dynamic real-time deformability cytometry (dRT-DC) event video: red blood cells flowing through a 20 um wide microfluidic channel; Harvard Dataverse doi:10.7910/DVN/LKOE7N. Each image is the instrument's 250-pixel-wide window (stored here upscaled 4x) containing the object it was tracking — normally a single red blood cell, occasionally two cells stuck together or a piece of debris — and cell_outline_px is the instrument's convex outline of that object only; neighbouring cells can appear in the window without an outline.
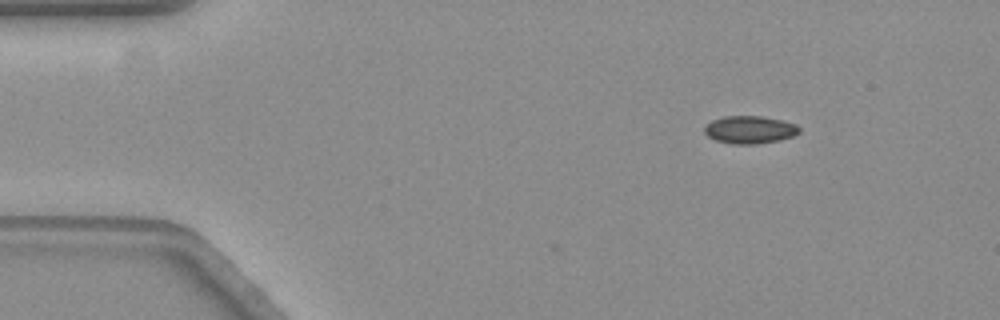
{"species": "common noctule bat (a hibernating species)", "species_latin": "Nyctalus noctula", "temperature_condition": "warm", "stored_images_in_passage": 39, "camera_frame_rate_fps": 3000, "um_per_image_px": 0.085, "animal": {"sex": "female", "body_mass_g": 19.3, "forearm_length_mm": 54.1}, "frame": {"image": 1, "passage_image": 1, "time_ms": 0.0, "image_size_px": [1000, 320], "cell_outline_px": [[800, 132], [792, 136], [780, 140], [756, 144], [732, 144], [716, 140], [708, 136], [704, 132], [704, 128], [712, 120], [724, 116], [760, 116], [780, 120], [796, 124], [800, 128]], "centroid_in_image_um": [63.73, 11.03], "position_along_channel_um": 21.3, "area_um2": 15.2}}
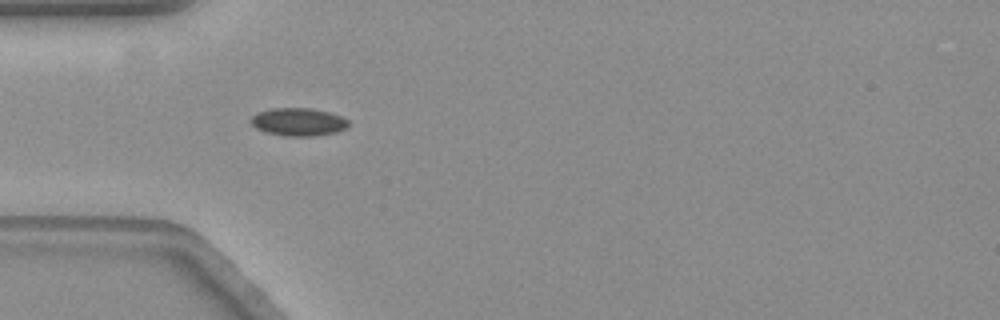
{"frame": {"image": 2, "passage_image": 11, "time_ms": 3.333, "image_size_px": [1000, 320], "cell_outline_px": [[348, 124], [344, 128], [336, 132], [316, 136], [284, 136], [264, 132], [256, 128], [252, 124], [252, 116], [260, 112], [272, 108], [312, 108], [328, 112], [340, 116], [348, 120]], "centroid_in_image_um": [25.35, 10.37], "position_along_channel_um": 59.6, "area_um2": 15.72}}
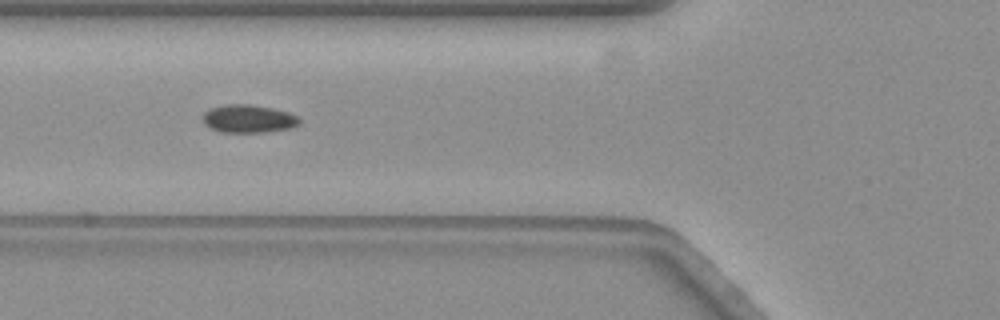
{"frame": {"image": 3, "passage_image": 15, "time_ms": 4.667, "image_size_px": [1000, 320], "cell_outline_px": [[300, 124], [292, 128], [264, 132], [220, 132], [208, 128], [204, 124], [204, 112], [212, 108], [228, 104], [248, 104], [272, 108], [288, 112], [296, 116], [300, 120]], "centroid_in_image_um": [21.12, 10.1], "position_along_channel_um": 104.7, "area_um2": 15.72}, "authors_computed_cell_mechanics": {"area_um2": 15.4326, "velocity_mm_per_s": 3.5314, "shape_relaxation_time_tau1_ms": 6.5062, "shape_relaxation_time_tau2_ms": 3.1087, "deformation_change_tau1": 0.0826, "deformation_change_tau2": 0.0601}}